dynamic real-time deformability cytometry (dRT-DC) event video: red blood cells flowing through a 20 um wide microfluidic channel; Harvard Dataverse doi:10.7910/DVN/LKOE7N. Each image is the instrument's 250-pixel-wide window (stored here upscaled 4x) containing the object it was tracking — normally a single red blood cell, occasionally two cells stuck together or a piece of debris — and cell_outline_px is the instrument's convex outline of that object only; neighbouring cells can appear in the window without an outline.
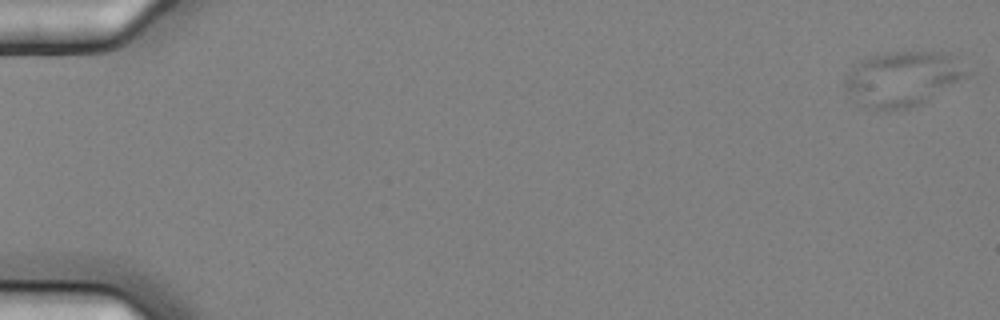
{"species": "common noctule bat (a hibernating species)", "species_latin": "Nyctalus noctula", "temperature_condition": "cold", "stored_images_in_passage": 58, "camera_frame_rate_fps": 3000, "um_per_image_px": 0.085, "animal": {"sex": "female", "body_mass_g": 25.1}, "frame": {"image": 1, "passage_image": 1, "time_ms": 0.0, "image_size_px": [1000, 320], "cell_outline_px": [[976, 72], [928, 100], [920, 104], [908, 108], [888, 112], [872, 108], [848, 96], [844, 84], [844, 80], [868, 56], [884, 52], [944, 52], [956, 56]], "centroid_in_image_um": [76.86, 6.69], "position_along_channel_um": 8.1, "area_um2": 39.3}}
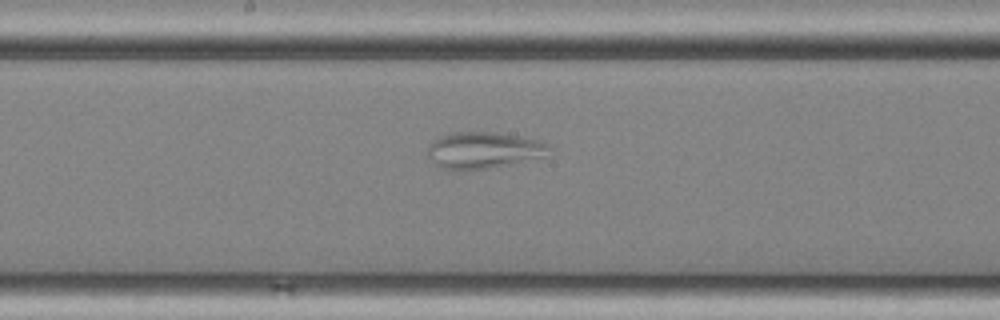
{"frame": {"image": 2, "passage_image": 32, "time_ms": 10.333, "image_size_px": [1000, 320], "cell_outline_px": [[548, 148], [544, 156], [508, 164], [484, 168], [456, 172], [444, 168], [436, 164], [428, 156], [428, 144], [440, 136], [452, 132], [488, 132], [516, 136], [540, 140], [548, 144]], "centroid_in_image_um": [41.02, 12.77], "position_along_channel_um": 207.2, "area_um2": 25.43}}
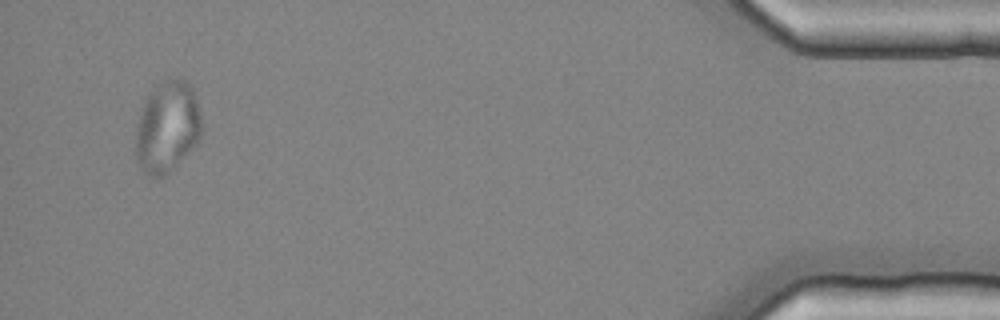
{"frame": {"image": 3, "passage_image": 56, "time_ms": 18.333, "image_size_px": [1000, 320], "cell_outline_px": [[200, 136], [196, 144], [164, 176], [156, 180], [148, 176], [144, 172], [136, 160], [136, 128], [148, 92], [164, 80], [180, 76], [192, 88], [196, 96], [200, 112]], "centroid_in_image_um": [14.2, 10.79], "position_along_channel_um": 421.0, "area_um2": 34.97}}